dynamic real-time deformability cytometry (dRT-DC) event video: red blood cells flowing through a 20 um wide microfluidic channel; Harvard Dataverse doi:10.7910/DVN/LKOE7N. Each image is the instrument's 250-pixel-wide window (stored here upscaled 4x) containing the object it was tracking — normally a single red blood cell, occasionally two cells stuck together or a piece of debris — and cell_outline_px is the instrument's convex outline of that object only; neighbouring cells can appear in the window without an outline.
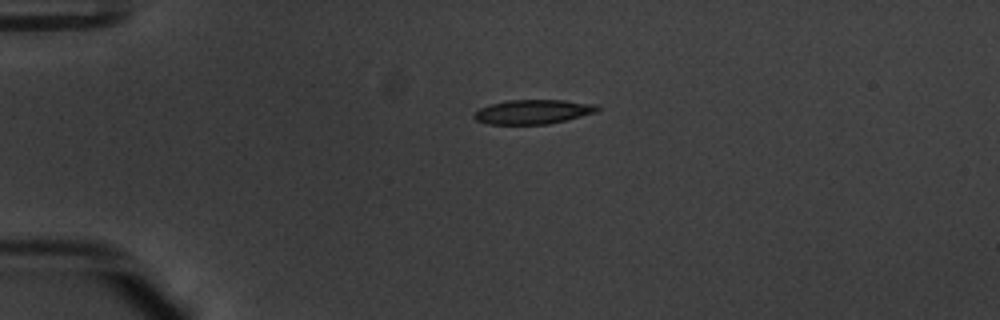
{"species": "common noctule bat (a hibernating species)", "species_latin": "Nyctalus noctula", "temperature_condition": "warm", "stored_images_in_passage": 42, "camera_frame_rate_fps": 3000, "um_per_image_px": 0.085, "animal": {"sex": "male", "body_mass_g": 20.1, "forearm_length_mm": 53.5}, "frame": {"image": 1, "passage_image": 1, "time_ms": 0.0, "image_size_px": [1000, 320], "cell_outline_px": [[600, 108], [596, 112], [548, 124], [488, 124], [476, 120], [472, 116], [480, 108], [488, 104], [508, 100], [564, 100], [596, 104]], "centroid_in_image_um": [45.28, 9.49], "position_along_channel_um": 39.7, "area_um2": 17.4}}
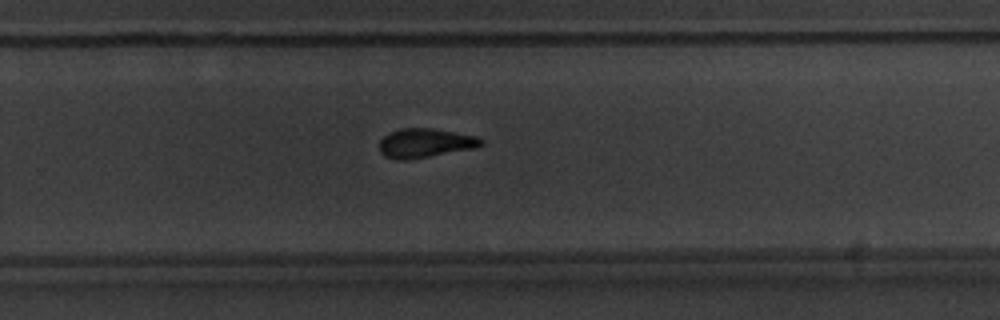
{"frame": {"image": 2, "passage_image": 24, "time_ms": 7.667, "image_size_px": [1000, 320], "cell_outline_px": [[484, 144], [476, 148], [404, 160], [396, 160], [384, 156], [380, 152], [380, 140], [388, 132], [400, 128], [432, 128], [476, 136], [484, 140]], "centroid_in_image_um": [36.13, 12.15], "position_along_channel_um": 293.7, "area_um2": 17.28}}
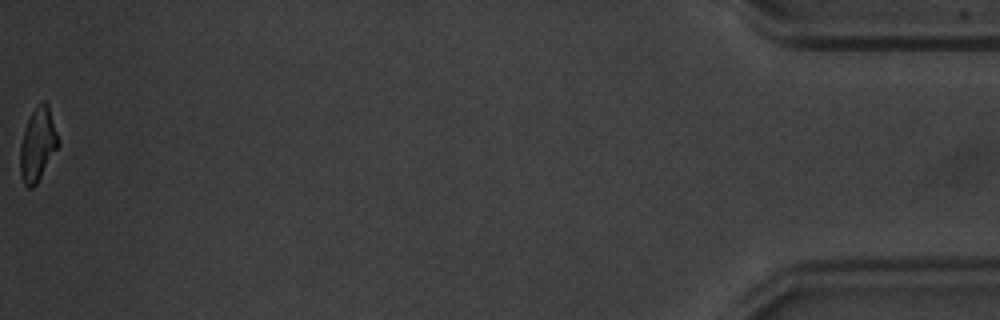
{"frame": {"image": 3, "passage_image": 42, "time_ms": 13.667, "image_size_px": [1000, 320], "cell_outline_px": [[60, 144], [36, 184], [32, 188], [28, 188], [24, 184], [20, 172], [20, 144], [28, 120], [32, 112], [44, 100], [48, 104]], "centroid_in_image_um": [3.21, 12.31], "position_along_channel_um": 432.0, "area_um2": 15.9}, "authors_computed_cell_mechanics": {"area_um2": 17.4845, "velocity_mm_per_s": 3.8065, "shape_relaxation_time_tau1_ms": 3.6071, "shape_relaxation_time_tau2_ms": 3.9022, "deformation_change_tau1": 0.1368, "deformation_change_tau2": 0.1137}}